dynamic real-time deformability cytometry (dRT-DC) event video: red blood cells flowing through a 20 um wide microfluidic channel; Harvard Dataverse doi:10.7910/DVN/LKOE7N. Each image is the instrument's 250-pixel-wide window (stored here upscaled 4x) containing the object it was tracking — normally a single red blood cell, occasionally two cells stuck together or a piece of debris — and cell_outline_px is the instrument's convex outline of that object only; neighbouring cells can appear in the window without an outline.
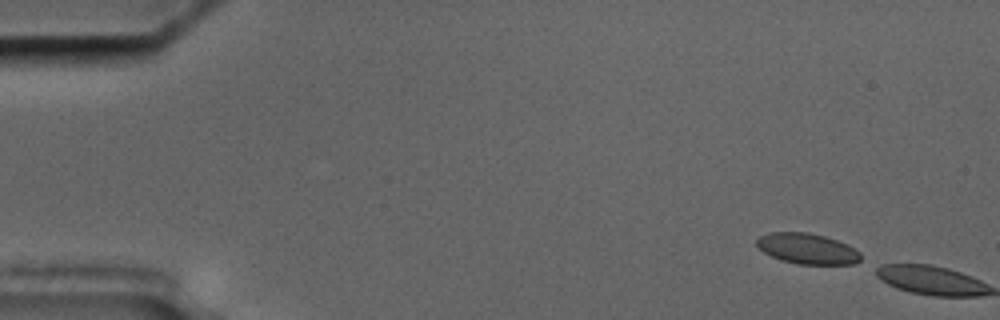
{"species": "common noctule bat (a hibernating species)", "species_latin": "Nyctalus noctula", "temperature_condition": "cold", "stored_images_in_passage": 2, "camera_frame_rate_fps": 3000, "um_per_image_px": 0.085, "animal": {"sex": "male", "body_mass_g": 17.5, "forearm_length_mm": 52.3}, "frame": {"image": 1, "passage_image": 1, "time_ms": 0.0, "image_size_px": [1000, 320], "cell_outline_px": [[860, 260], [856, 264], [796, 264], [780, 260], [764, 252], [756, 244], [756, 240], [760, 236], [768, 232], [808, 232], [824, 236], [848, 244], [860, 252]], "centroid_in_image_um": [68.62, 21.14], "position_along_channel_um": 16.4, "area_um2": 18.61}}